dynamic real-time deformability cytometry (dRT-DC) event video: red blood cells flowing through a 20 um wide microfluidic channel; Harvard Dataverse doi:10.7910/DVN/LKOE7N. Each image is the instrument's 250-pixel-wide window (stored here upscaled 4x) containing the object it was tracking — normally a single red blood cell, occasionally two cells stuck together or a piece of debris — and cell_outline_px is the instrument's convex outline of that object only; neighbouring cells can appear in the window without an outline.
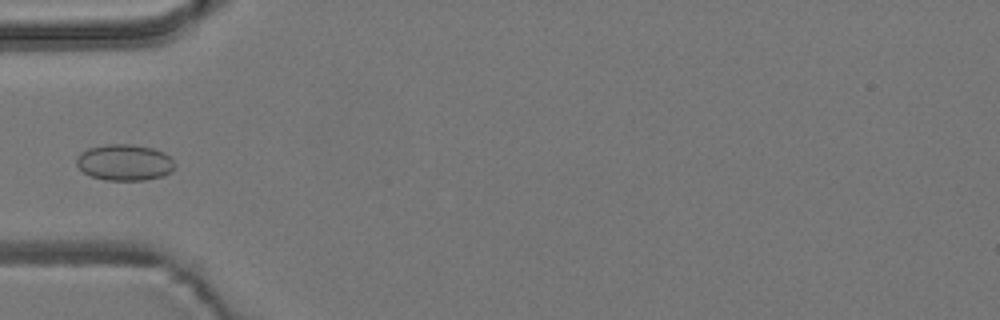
{"species": "common noctule bat (a hibernating species)", "species_latin": "Nyctalus noctula", "temperature_condition": "room temperature", "stored_images_in_passage": 5, "camera_frame_rate_fps": 3000, "um_per_image_px": 0.085, "animal": {"sex": "male", "body_mass_g": 19.2, "forearm_length_mm": 51.8}, "frame": {"image": 1, "passage_image": 5, "time_ms": 4.667, "image_size_px": [1000, 320], "cell_outline_px": [[176, 168], [172, 172], [164, 176], [144, 180], [104, 180], [92, 176], [84, 172], [76, 164], [76, 156], [80, 152], [88, 148], [104, 144], [132, 144], [152, 148], [164, 152], [176, 164]], "centroid_in_image_um": [10.6, 13.8], "position_along_channel_um": 74.4, "area_um2": 20.98}}